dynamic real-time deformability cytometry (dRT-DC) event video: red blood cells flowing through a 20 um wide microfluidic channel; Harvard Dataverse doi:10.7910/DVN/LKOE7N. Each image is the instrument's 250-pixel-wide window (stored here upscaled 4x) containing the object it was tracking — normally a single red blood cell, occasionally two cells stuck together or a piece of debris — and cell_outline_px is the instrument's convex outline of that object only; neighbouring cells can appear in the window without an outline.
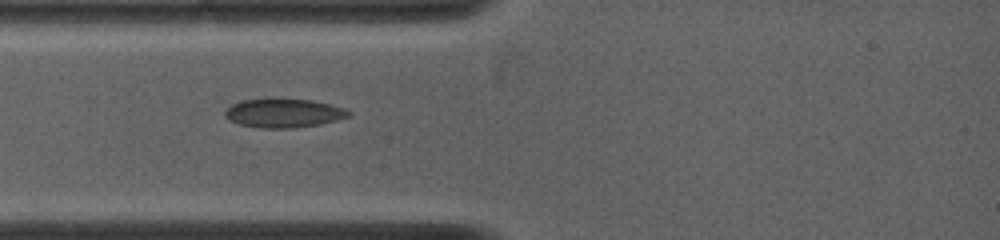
{"species": "common noctule bat (a hibernating species)", "species_latin": "Nyctalus noctula", "temperature_condition": "warm", "stored_images_in_passage": 68, "camera_frame_rate_fps": 5000, "um_per_image_px": 0.085, "animal": {"sex": "female", "body_mass_g": 19.0, "forearm_length_mm": 53.3}, "frame": {"image": 1, "passage_image": 1, "time_ms": 0.0, "image_size_px": [1000, 240], "cell_outline_px": [[352, 112], [348, 116], [336, 120], [320, 124], [288, 128], [260, 128], [240, 124], [224, 116], [224, 112], [232, 104], [240, 100], [312, 100], [344, 108]], "centroid_in_image_um": [24.11, 9.63], "position_along_channel_um": 60.9, "area_um2": 20.17}}
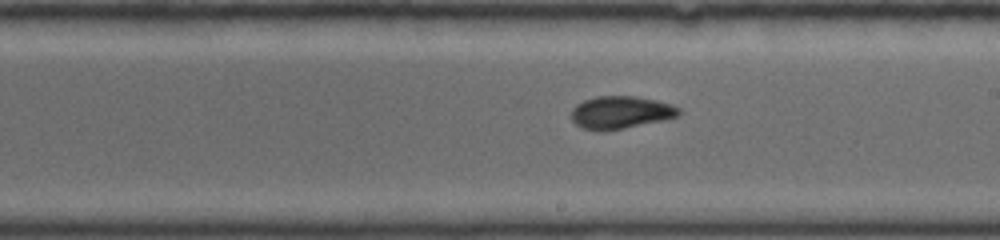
{"frame": {"image": 2, "passage_image": 23, "time_ms": 4.4, "image_size_px": [1000, 240], "cell_outline_px": [[680, 112], [676, 116], [664, 120], [624, 128], [584, 128], [576, 124], [572, 120], [572, 108], [576, 104], [584, 100], [596, 96], [636, 96], [656, 100], [672, 104], [680, 108]], "centroid_in_image_um": [52.79, 9.51], "position_along_channel_um": 236.2, "area_um2": 19.88}}
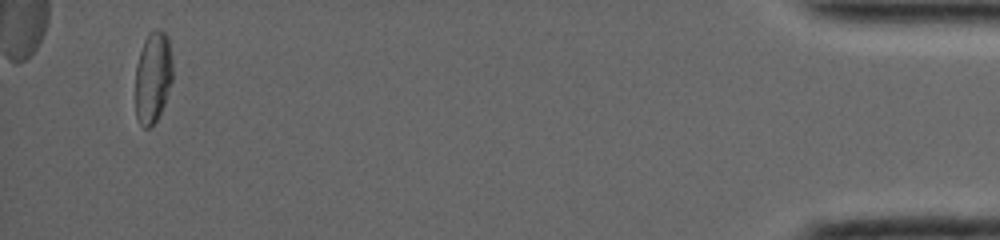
{"frame": {"image": 3, "passage_image": 61, "time_ms": 12.0, "image_size_px": [1000, 240], "cell_outline_px": [[172, 80], [164, 104], [156, 120], [148, 128], [144, 128], [140, 124], [136, 116], [136, 64], [144, 40], [148, 32], [156, 28], [164, 32], [168, 36], [172, 60]], "centroid_in_image_um": [13.0, 6.53], "position_along_channel_um": 422.2, "area_um2": 19.88}}